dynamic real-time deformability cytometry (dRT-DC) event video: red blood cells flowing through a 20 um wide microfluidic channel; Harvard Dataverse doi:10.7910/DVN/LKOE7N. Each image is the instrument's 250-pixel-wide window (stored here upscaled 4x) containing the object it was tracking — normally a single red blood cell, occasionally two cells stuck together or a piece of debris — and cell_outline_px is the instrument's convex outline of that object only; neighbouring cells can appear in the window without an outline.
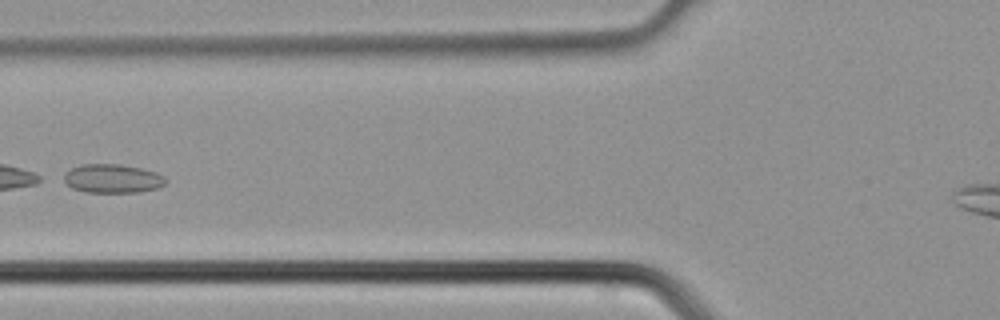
{"species": "common noctule bat (a hibernating species)", "species_latin": "Nyctalus noctula", "temperature_condition": "cold", "stored_images_in_passage": 4, "camera_frame_rate_fps": 3000, "um_per_image_px": 0.085, "animal": {"sex": "male", "body_mass_g": 21.5, "forearm_length_mm": 52.0}, "frame": {"image": 1, "passage_image": 4, "time_ms": 1.0, "image_size_px": [1000, 320], "cell_outline_px": [[168, 180], [160, 188], [140, 192], [88, 192], [72, 188], [64, 180], [64, 172], [80, 164], [120, 164], [140, 168], [156, 172], [164, 176]], "centroid_in_image_um": [9.59, 15.17], "position_along_channel_um": 116.2, "area_um2": 17.17}}